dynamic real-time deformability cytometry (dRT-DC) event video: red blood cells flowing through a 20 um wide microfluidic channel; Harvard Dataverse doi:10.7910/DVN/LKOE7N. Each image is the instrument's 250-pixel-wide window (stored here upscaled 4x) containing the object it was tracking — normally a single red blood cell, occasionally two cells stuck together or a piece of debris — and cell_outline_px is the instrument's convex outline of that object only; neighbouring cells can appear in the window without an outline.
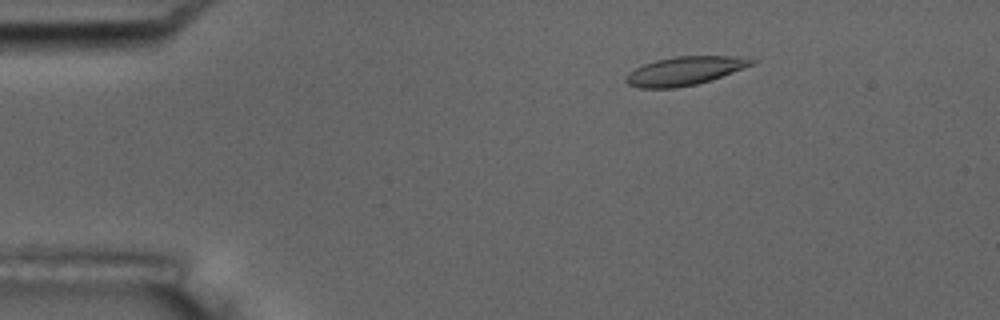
{"species": "common noctule bat (a hibernating species)", "species_latin": "Nyctalus noctula", "temperature_condition": "room temperature", "stored_images_in_passage": 5, "camera_frame_rate_fps": 3000, "um_per_image_px": 0.085, "animal": {"sex": "male", "body_mass_g": 17.5, "forearm_length_mm": 52.3}, "frame": {"image": 1, "passage_image": 3, "time_ms": 2.0, "image_size_px": [1000, 320], "cell_outline_px": [[756, 64], [712, 80], [696, 84], [676, 88], [640, 88], [628, 84], [624, 80], [628, 72], [644, 64], [656, 60], [676, 56], [736, 56], [756, 60]], "centroid_in_image_um": [58.22, 6.03], "position_along_channel_um": 26.8, "area_um2": 21.04}}